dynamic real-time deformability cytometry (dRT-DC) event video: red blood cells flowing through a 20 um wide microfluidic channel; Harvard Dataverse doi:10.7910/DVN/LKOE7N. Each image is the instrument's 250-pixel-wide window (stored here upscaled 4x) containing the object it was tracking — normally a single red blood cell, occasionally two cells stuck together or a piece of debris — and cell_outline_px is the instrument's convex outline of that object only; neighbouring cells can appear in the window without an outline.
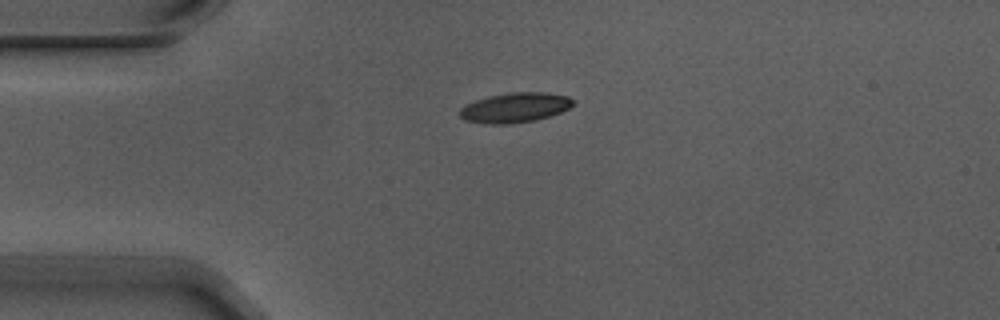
{"species": "Egyptian fruit bat (a non-hibernating species)", "species_latin": "Rousettus aegyptiacus", "temperature_condition": "warm", "stored_images_in_passage": 6, "camera_frame_rate_fps": 3000, "um_per_image_px": 0.085, "animal": {"sex": "male"}, "frame": {"image": 1, "passage_image": 1, "time_ms": 0.0, "image_size_px": [1000, 320], "cell_outline_px": [[576, 100], [568, 108], [560, 112], [536, 120], [508, 124], [492, 124], [464, 120], [460, 116], [460, 108], [464, 104], [488, 96], [508, 92], [548, 92], [568, 96]], "centroid_in_image_um": [43.77, 9.13], "position_along_channel_um": 41.2, "area_um2": 19.77}}
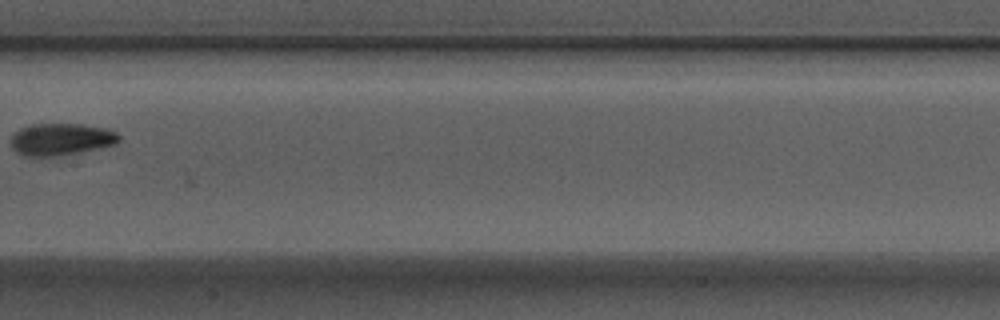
{"frame": {"image": 2, "passage_image": 5, "time_ms": 1.333, "image_size_px": [1000, 320], "cell_outline_px": [[120, 140], [116, 144], [76, 152], [52, 156], [24, 156], [16, 152], [12, 148], [12, 132], [28, 124], [80, 124], [108, 128], [116, 132], [120, 136]], "centroid_in_image_um": [5.16, 11.82], "position_along_channel_um": 202.2, "area_um2": 20.11}}
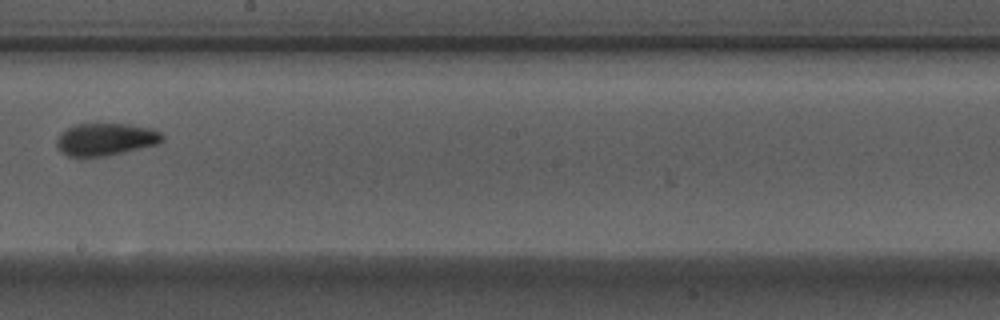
{"frame": {"image": 3, "passage_image": 6, "time_ms": 1.667, "image_size_px": [1000, 320], "cell_outline_px": [[164, 140], [160, 144], [124, 152], [104, 156], [80, 160], [68, 156], [60, 152], [56, 144], [56, 140], [60, 132], [76, 124], [128, 124], [152, 128], [160, 132], [164, 136]], "centroid_in_image_um": [8.95, 11.88], "position_along_channel_um": 239.2, "area_um2": 20.58}}